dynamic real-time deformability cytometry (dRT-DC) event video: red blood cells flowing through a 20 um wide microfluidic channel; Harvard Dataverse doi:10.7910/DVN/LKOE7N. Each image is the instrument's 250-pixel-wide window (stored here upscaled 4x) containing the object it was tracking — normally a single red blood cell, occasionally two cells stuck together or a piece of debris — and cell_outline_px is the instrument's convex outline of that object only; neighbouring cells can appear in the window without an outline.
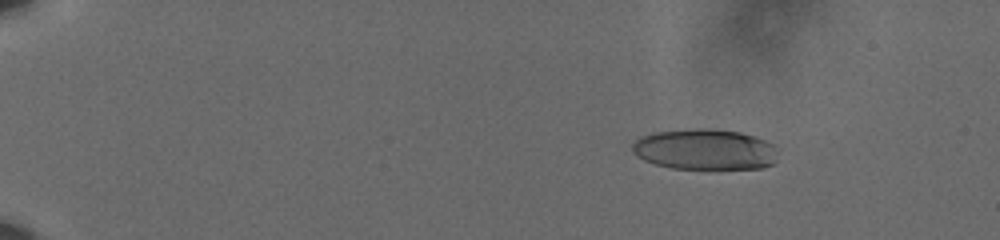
{"species": "human", "species_latin": "Homo sapiens", "temperature_condition": "cold", "stored_images_in_passage": 55, "camera_frame_rate_fps": 3000, "um_per_image_px": 0.085, "donor": {"sex": "male"}, "frame": {"image": 1, "passage_image": 5, "time_ms": 1.333, "image_size_px": [1000, 240], "cell_outline_px": [[776, 152], [772, 164], [764, 168], [672, 168], [656, 164], [644, 160], [632, 152], [632, 144], [640, 136], [652, 132], [692, 128], [708, 128], [740, 132], [764, 140], [772, 144], [776, 148]], "centroid_in_image_um": [59.87, 12.68], "position_along_channel_um": 25.1, "area_um2": 34.45}}
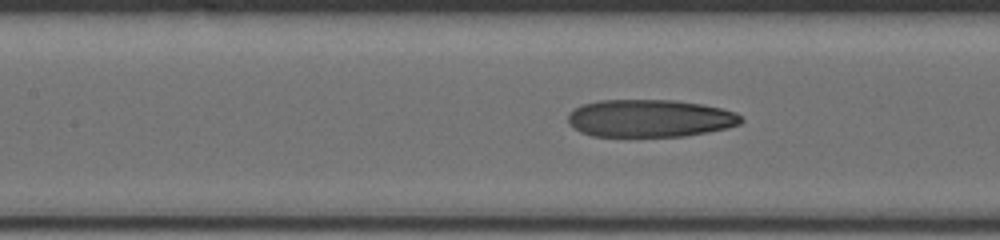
{"frame": {"image": 2, "passage_image": 26, "time_ms": 8.333, "image_size_px": [1000, 240], "cell_outline_px": [[744, 120], [740, 124], [728, 128], [684, 136], [592, 136], [580, 132], [568, 124], [568, 116], [576, 108], [584, 104], [600, 100], [676, 100], [700, 104], [720, 108], [736, 112]], "centroid_in_image_um": [55.25, 10.06], "position_along_channel_um": 152.2, "area_um2": 37.8}}
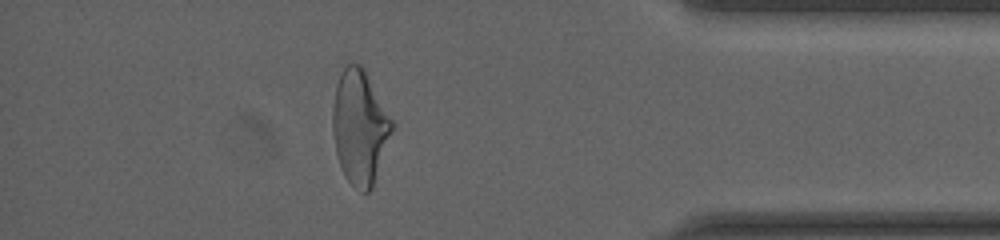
{"frame": {"image": 3, "passage_image": 49, "time_ms": 16.0, "image_size_px": [1000, 240], "cell_outline_px": [[396, 124], [372, 188], [368, 192], [364, 192], [356, 188], [344, 176], [336, 152], [332, 128], [332, 108], [336, 84], [344, 68], [348, 64], [360, 64], [364, 68]], "centroid_in_image_um": [30.61, 10.8], "position_along_channel_um": 404.6, "area_um2": 39.65}, "authors_computed_cell_mechanics": {"area_um2": 37.57, "velocity_mm_per_s": 3.6318, "shape_relaxation_time_tau1_ms": 6.387, "shape_relaxation_time_tau2_ms": 1.8406, "deformation_change_tau1": 0.2101, "deformation_change_tau2": 0.102}}